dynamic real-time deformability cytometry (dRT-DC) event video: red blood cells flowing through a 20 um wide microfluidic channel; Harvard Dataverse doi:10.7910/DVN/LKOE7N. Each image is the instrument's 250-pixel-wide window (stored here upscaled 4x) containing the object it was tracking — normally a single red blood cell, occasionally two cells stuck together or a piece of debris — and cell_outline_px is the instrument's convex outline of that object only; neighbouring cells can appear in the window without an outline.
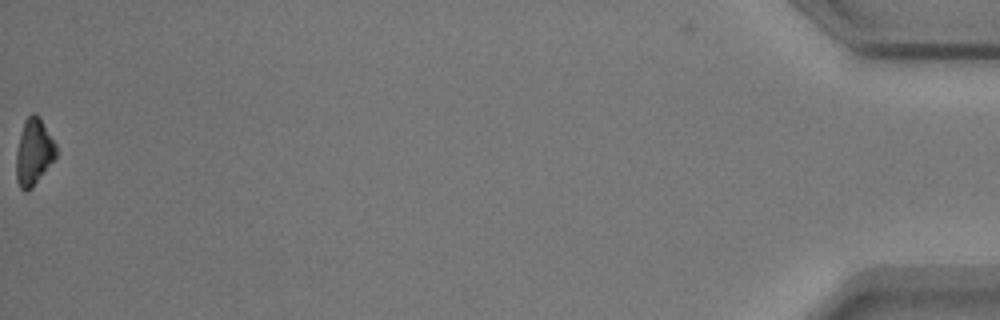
{"species": "common noctule bat (a hibernating species)", "species_latin": "Nyctalus noctula", "temperature_condition": "warm", "stored_images_in_passage": 43, "camera_frame_rate_fps": 3000, "um_per_image_px": 0.085, "animal": {"sex": "male", "body_mass_g": 17.9}, "frame": {"image": 1, "passage_image": 43, "time_ms": 14.0, "image_size_px": [1000, 320], "cell_outline_px": [[56, 156], [32, 188], [28, 192], [24, 192], [20, 188], [16, 180], [16, 152], [24, 120], [32, 112], [40, 116], [56, 144]], "centroid_in_image_um": [2.86, 12.92], "position_along_channel_um": 432.3, "area_um2": 15.49}}